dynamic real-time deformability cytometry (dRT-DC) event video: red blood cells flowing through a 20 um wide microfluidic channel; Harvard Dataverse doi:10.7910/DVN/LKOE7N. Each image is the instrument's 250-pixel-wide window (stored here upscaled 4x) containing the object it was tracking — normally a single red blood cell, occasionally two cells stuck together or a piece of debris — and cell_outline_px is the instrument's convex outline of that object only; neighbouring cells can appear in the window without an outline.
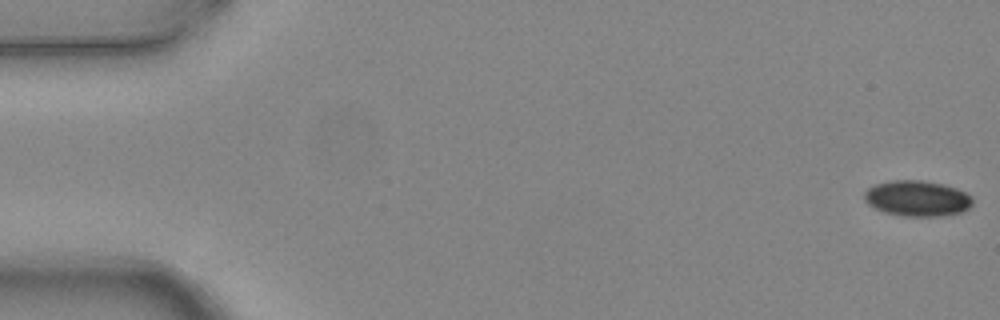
{"species": "common noctule bat (a hibernating species)", "species_latin": "Nyctalus noctula", "temperature_condition": "warm", "stored_images_in_passage": 5, "camera_frame_rate_fps": 3000, "um_per_image_px": 0.085, "animal": {"sex": "female", "body_mass_g": 24.6, "forearm_length_mm": 56.2}, "frame": {"image": 1, "passage_image": 1, "time_ms": 0.0, "image_size_px": [1000, 320], "cell_outline_px": [[972, 204], [968, 208], [960, 212], [944, 216], [904, 216], [884, 212], [868, 204], [864, 200], [864, 192], [868, 188], [876, 184], [892, 180], [920, 180], [940, 184], [956, 188], [972, 196]], "centroid_in_image_um": [77.95, 16.87], "position_along_channel_um": 7.1, "area_um2": 22.37}}
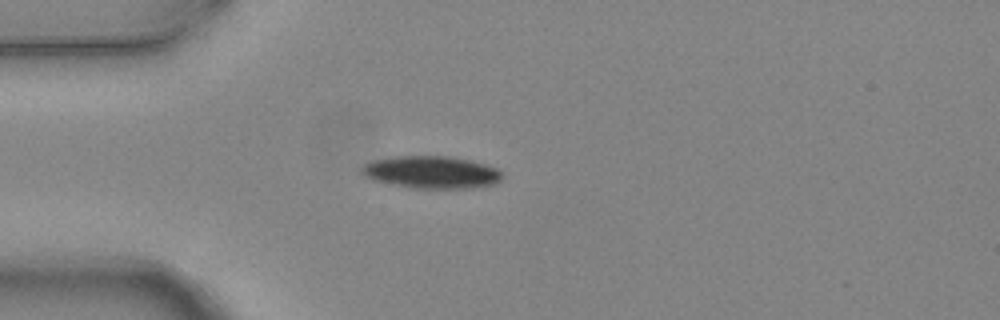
{"frame": {"image": 2, "passage_image": 5, "time_ms": 1.333, "image_size_px": [1000, 320], "cell_outline_px": [[500, 180], [492, 184], [468, 188], [412, 188], [372, 180], [364, 176], [360, 172], [360, 168], [364, 164], [372, 160], [396, 156], [448, 156], [472, 160], [496, 168], [500, 172]], "centroid_in_image_um": [36.6, 14.63], "position_along_channel_um": 48.4, "area_um2": 26.41}}